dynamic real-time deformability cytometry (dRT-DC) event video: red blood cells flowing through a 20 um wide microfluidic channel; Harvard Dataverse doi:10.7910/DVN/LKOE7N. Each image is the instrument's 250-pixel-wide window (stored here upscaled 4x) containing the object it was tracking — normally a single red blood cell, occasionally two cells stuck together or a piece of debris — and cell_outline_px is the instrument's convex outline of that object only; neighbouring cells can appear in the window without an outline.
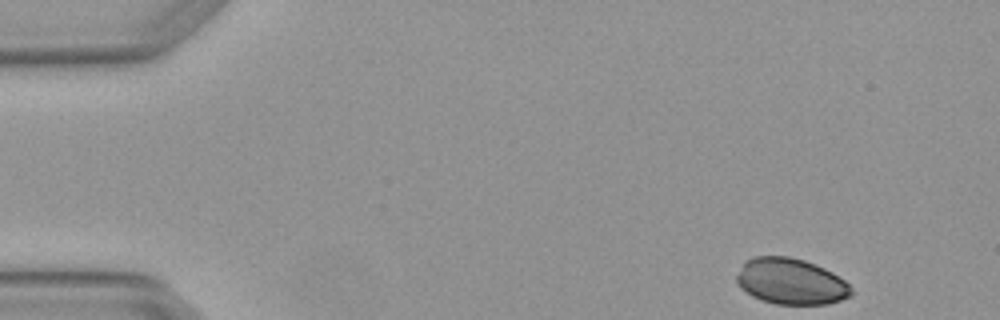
{"species": "Egyptian fruit bat (a non-hibernating species)", "species_latin": "Rousettus aegyptiacus", "temperature_condition": "warm", "stored_images_in_passage": 6, "camera_frame_rate_fps": 3000, "um_per_image_px": 0.085, "animal": {"sex": "female"}, "frame": {"image": 1, "passage_image": 1, "time_ms": 0.0, "image_size_px": [1000, 320], "cell_outline_px": [[852, 292], [848, 296], [840, 300], [828, 304], [776, 304], [752, 296], [740, 288], [736, 284], [736, 276], [744, 260], [752, 256], [788, 256], [804, 260], [816, 264], [832, 272], [844, 280], [852, 288]], "centroid_in_image_um": [67.18, 23.9], "position_along_channel_um": 17.8, "area_um2": 30.87}}